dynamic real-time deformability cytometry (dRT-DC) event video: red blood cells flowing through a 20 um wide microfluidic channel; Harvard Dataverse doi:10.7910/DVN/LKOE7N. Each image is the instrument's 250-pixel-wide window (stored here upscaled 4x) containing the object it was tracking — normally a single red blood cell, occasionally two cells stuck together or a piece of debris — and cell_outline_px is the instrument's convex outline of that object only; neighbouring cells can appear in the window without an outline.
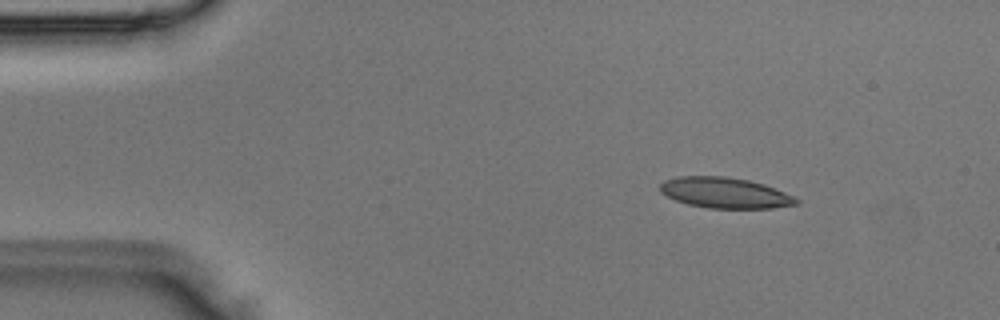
{"species": "Egyptian fruit bat (a non-hibernating species)", "species_latin": "Rousettus aegyptiacus", "temperature_condition": "room temperature", "stored_images_in_passage": 4, "camera_frame_rate_fps": 3000, "um_per_image_px": 0.085, "animal": {"sex": "male"}, "frame": {"image": 1, "passage_image": 2, "time_ms": 0.333, "image_size_px": [1000, 320], "cell_outline_px": [[800, 204], [772, 208], [708, 208], [688, 204], [676, 200], [660, 192], [660, 184], [664, 180], [680, 176], [724, 176], [748, 180], [764, 184], [784, 192], [800, 200]], "centroid_in_image_um": [61.63, 16.39], "position_along_channel_um": 23.4, "area_um2": 24.28}}
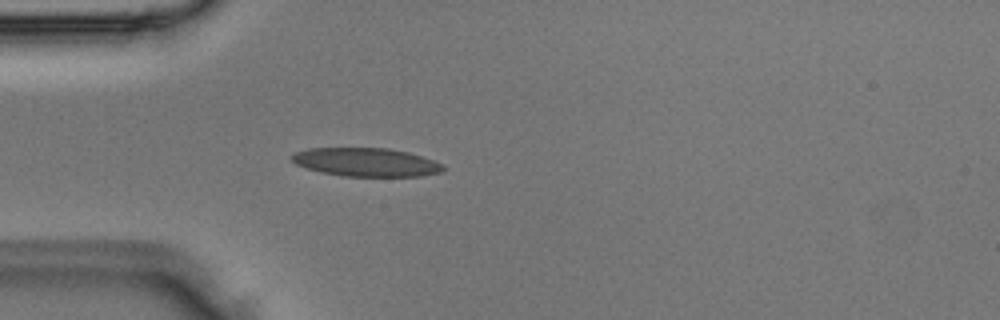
{"frame": {"image": 2, "passage_image": 4, "time_ms": 1.0, "image_size_px": [1000, 320], "cell_outline_px": [[444, 168], [440, 172], [420, 176], [344, 176], [320, 172], [296, 164], [288, 156], [296, 152], [308, 148], [388, 148], [408, 152], [444, 164]], "centroid_in_image_um": [31.09, 13.78], "position_along_channel_um": 53.9, "area_um2": 25.03}}